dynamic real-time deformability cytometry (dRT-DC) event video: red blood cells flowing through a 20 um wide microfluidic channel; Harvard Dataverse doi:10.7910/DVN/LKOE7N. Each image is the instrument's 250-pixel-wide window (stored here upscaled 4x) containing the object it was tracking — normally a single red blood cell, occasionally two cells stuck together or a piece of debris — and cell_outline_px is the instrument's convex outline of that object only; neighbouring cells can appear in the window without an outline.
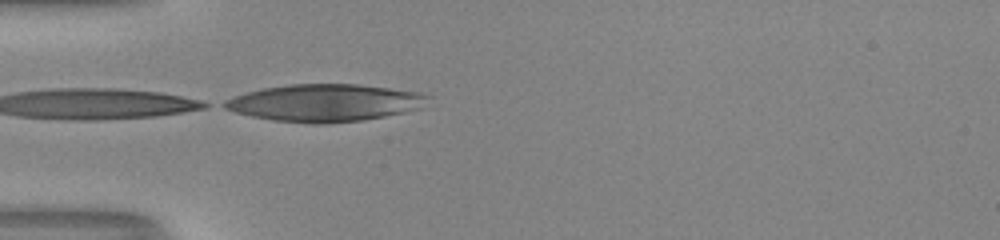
{"species": "human", "species_latin": "Homo sapiens", "temperature_condition": "room temperature", "stored_images_in_passage": 23, "camera_frame_rate_fps": 3000, "um_per_image_px": 0.085, "donor": {"sex": "male"}, "frame": {"image": 1, "passage_image": 1, "time_ms": 0.0, "image_size_px": [1000, 240], "cell_outline_px": [[432, 96], [424, 108], [384, 116], [360, 120], [324, 124], [312, 124], [272, 120], [252, 116], [236, 112], [224, 108], [216, 104], [232, 96], [260, 88], [288, 84], [356, 84], [420, 92]], "centroid_in_image_um": [27.58, 8.73], "position_along_channel_um": 57.4, "area_um2": 44.68}}